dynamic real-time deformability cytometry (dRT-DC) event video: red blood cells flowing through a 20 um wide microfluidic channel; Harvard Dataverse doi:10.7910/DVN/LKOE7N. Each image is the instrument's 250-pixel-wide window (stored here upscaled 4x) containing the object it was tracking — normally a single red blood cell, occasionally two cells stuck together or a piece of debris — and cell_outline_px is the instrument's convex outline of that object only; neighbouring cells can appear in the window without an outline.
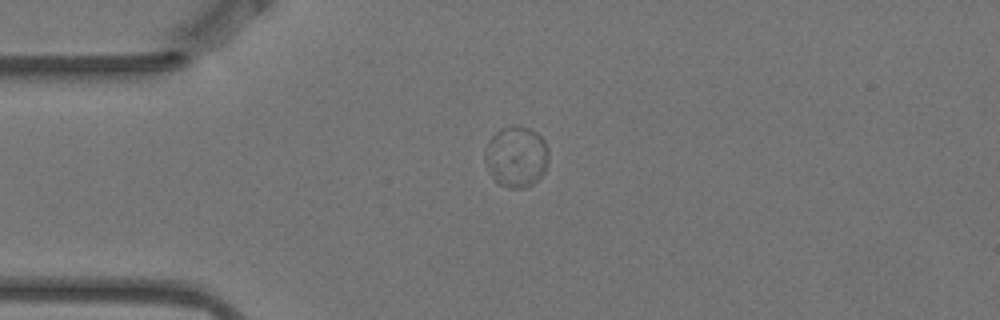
{"species": "Egyptian fruit bat (a non-hibernating species)", "species_latin": "Rousettus aegyptiacus", "temperature_condition": "warm", "stored_images_in_passage": 3, "camera_frame_rate_fps": 3000, "um_per_image_px": 0.085, "animal": {"sex": "female"}, "frame": {"image": 1, "passage_image": 1, "time_ms": 0.0, "image_size_px": [1000, 320], "cell_outline_px": [[548, 164], [544, 172], [532, 184], [524, 188], [508, 188], [496, 184], [492, 176], [488, 144], [488, 140], [496, 132], [504, 128], [528, 128], [536, 132], [544, 140], [548, 148]], "centroid_in_image_um": [43.97, 13.36], "position_along_channel_um": 41.0, "area_um2": 21.62}}
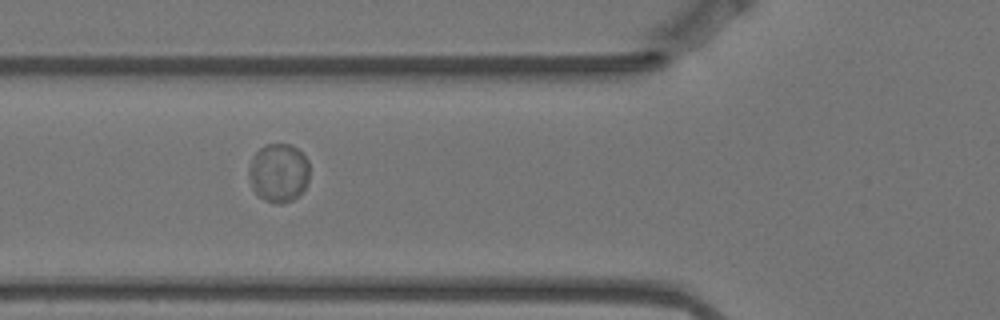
{"frame": {"image": 2, "passage_image": 3, "time_ms": 0.667, "image_size_px": [1000, 320], "cell_outline_px": [[308, 184], [292, 200], [280, 204], [276, 204], [264, 200], [256, 196], [248, 176], [248, 168], [252, 156], [264, 144], [292, 144], [308, 160]], "centroid_in_image_um": [23.65, 14.69], "position_along_channel_um": 102.2, "area_um2": 20.92}}